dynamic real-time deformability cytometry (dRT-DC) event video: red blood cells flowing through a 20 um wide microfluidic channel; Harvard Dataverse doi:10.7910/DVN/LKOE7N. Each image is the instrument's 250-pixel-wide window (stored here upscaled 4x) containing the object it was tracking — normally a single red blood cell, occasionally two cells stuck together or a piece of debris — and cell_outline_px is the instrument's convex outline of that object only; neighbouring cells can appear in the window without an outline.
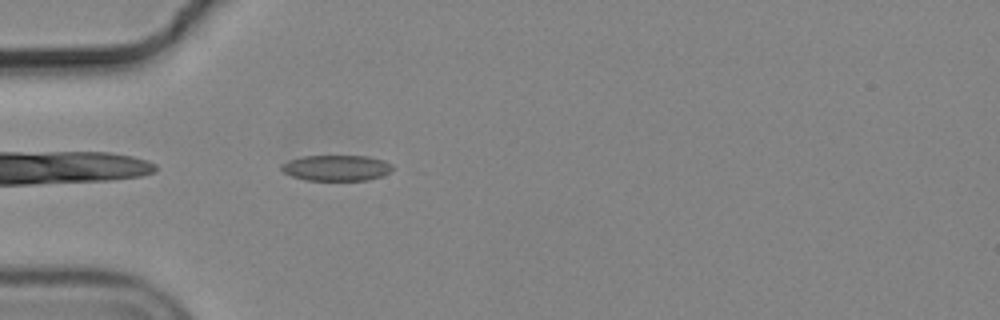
{"species": "common noctule bat (a hibernating species)", "species_latin": "Nyctalus noctula", "temperature_condition": "cold", "stored_images_in_passage": 41, "camera_frame_rate_fps": 3000, "um_per_image_px": 0.085, "animal": {"sex": "male", "body_mass_g": 19.2, "forearm_length_mm": 51.8}, "frame": {"image": 1, "passage_image": 2, "time_ms": 0.333, "image_size_px": [1000, 320], "cell_outline_px": [[392, 168], [388, 172], [380, 176], [368, 180], [304, 180], [292, 176], [284, 172], [280, 168], [280, 164], [288, 160], [304, 156], [368, 156], [384, 160], [392, 164]], "centroid_in_image_um": [28.56, 14.27], "position_along_channel_um": 56.4, "area_um2": 16.65}}
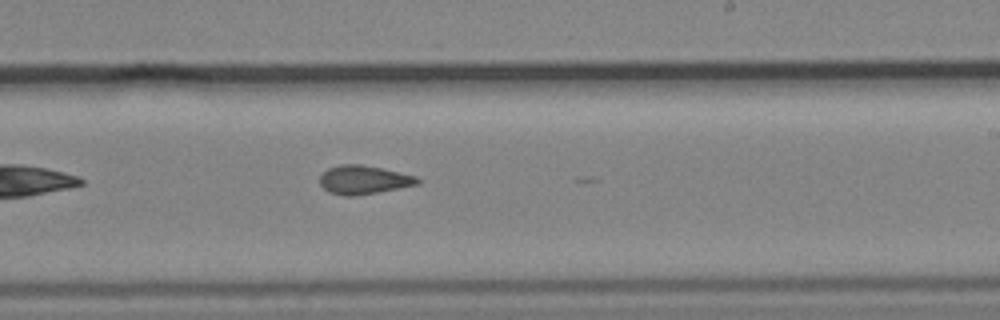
{"frame": {"image": 2, "passage_image": 19, "time_ms": 6.0, "image_size_px": [1000, 320], "cell_outline_px": [[420, 184], [376, 192], [352, 196], [344, 196], [328, 192], [320, 184], [320, 176], [328, 168], [340, 164], [360, 164], [380, 168], [416, 176], [420, 180]], "centroid_in_image_um": [30.89, 15.28], "position_along_channel_um": 258.1, "area_um2": 16.13}}
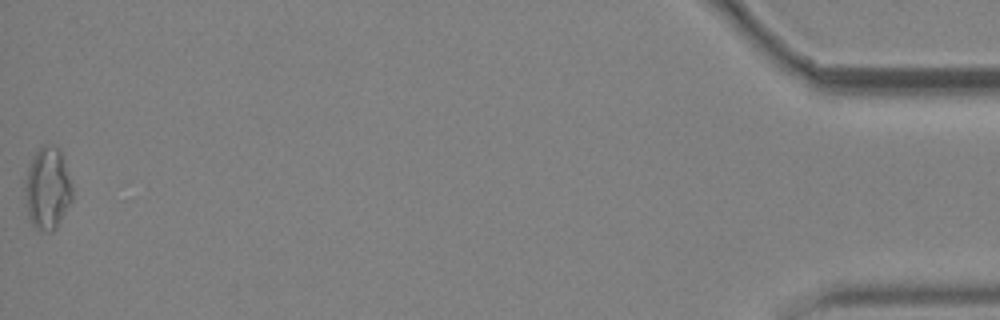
{"frame": {"image": 3, "passage_image": 41, "time_ms": 13.333, "image_size_px": [1000, 320], "cell_outline_px": [[72, 200], [52, 232], [48, 232], [36, 228], [32, 224], [28, 216], [24, 192], [24, 188], [28, 168], [32, 156], [40, 144], [52, 144], [60, 148], [72, 188]], "centroid_in_image_um": [4.01, 15.96], "position_along_channel_um": 431.2, "area_um2": 22.66}, "authors_computed_cell_mechanics": {"area_um2": 16.5308, "velocity_mm_per_s": 3.682, "shape_relaxation_time_tau1_ms": null, "shape_relaxation_time_tau2_ms": 3.1409, "deformation_change_tau1": null, "deformation_change_tau2": 0.0927}}